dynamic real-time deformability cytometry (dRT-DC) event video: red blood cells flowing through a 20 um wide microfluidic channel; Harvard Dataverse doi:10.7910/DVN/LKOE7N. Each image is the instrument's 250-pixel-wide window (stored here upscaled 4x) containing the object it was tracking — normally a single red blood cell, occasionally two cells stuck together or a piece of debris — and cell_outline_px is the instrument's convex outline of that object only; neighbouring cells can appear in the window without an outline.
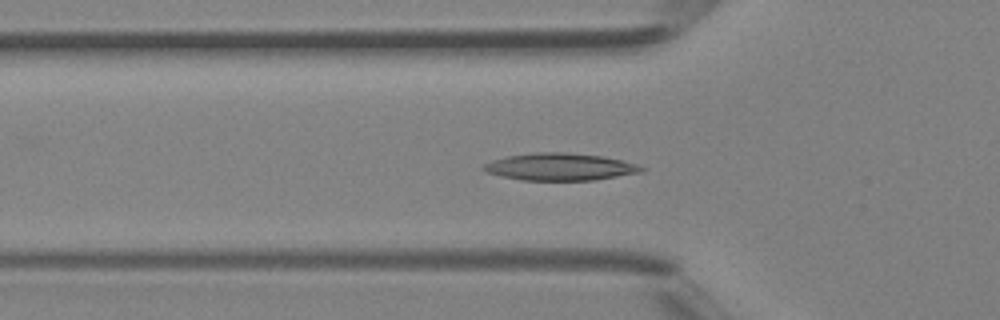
{"species": "Egyptian fruit bat (a non-hibernating species)", "species_latin": "Rousettus aegyptiacus", "temperature_condition": "room temperature", "stored_images_in_passage": 36, "camera_frame_rate_fps": 3000, "um_per_image_px": 0.085, "animal": {"sex": "female"}, "frame": {"image": 1, "passage_image": 8, "time_ms": 2.333, "image_size_px": [1000, 320], "cell_outline_px": [[648, 168], [640, 172], [596, 180], [520, 180], [500, 176], [488, 172], [480, 168], [484, 164], [492, 160], [508, 156], [536, 152], [564, 152], [600, 156], [620, 160]], "centroid_in_image_um": [47.56, 14.18], "position_along_channel_um": 78.2, "area_um2": 24.85}}
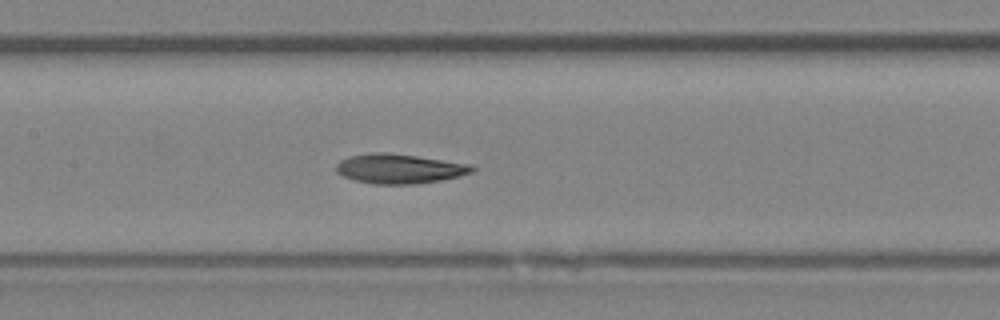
{"frame": {"image": 2, "passage_image": 14, "time_ms": 4.333, "image_size_px": [1000, 320], "cell_outline_px": [[476, 168], [472, 172], [440, 180], [412, 184], [372, 184], [356, 180], [344, 176], [336, 172], [336, 164], [340, 160], [348, 156], [368, 152], [384, 152], [416, 156], [468, 164]], "centroid_in_image_um": [33.87, 14.33], "position_along_channel_um": 173.5, "area_um2": 23.18}}
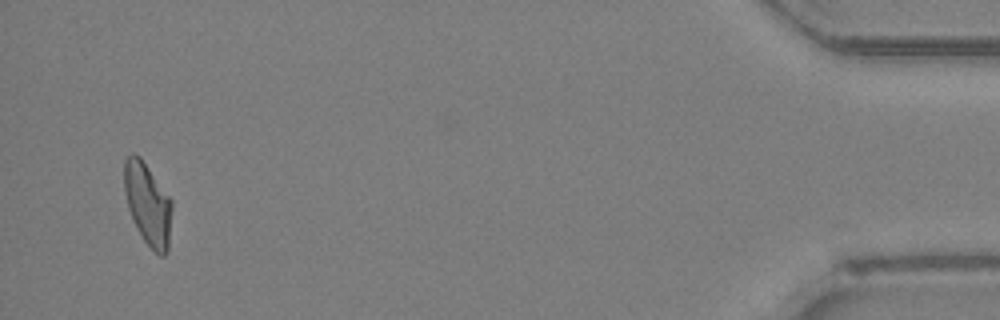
{"frame": {"image": 3, "passage_image": 35, "time_ms": 11.333, "image_size_px": [1000, 320], "cell_outline_px": [[172, 208], [168, 252], [164, 256], [160, 256], [144, 240], [128, 208], [124, 192], [124, 160], [132, 152], [140, 156], [172, 200]], "centroid_in_image_um": [12.57, 17.31], "position_along_channel_um": 422.6, "area_um2": 22.66}}